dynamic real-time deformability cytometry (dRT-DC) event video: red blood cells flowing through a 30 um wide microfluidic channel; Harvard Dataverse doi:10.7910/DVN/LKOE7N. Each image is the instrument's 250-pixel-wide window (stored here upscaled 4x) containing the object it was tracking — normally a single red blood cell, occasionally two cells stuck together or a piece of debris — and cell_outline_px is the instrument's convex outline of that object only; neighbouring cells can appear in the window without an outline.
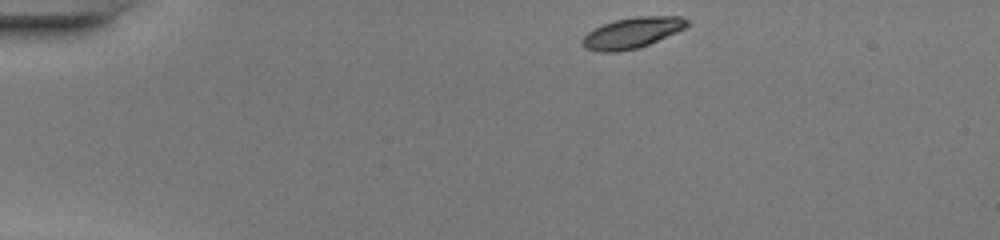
{"species": "common noctule bat (a hibernating species)", "species_latin": "Nyctalus noctula", "temperature_condition": "warm", "stored_images_in_passage": 40, "camera_frame_rate_fps": 3000, "um_per_image_px": 0.085, "animal": {"sex": "female", "body_mass_g": 20.0, "forearm_length_mm": 54.0}, "frame": {"image": 1, "passage_image": 1, "time_ms": 0.0, "image_size_px": [1000, 240], "cell_outline_px": [[692, 24], [676, 32], [648, 44], [636, 48], [616, 52], [600, 52], [584, 48], [580, 44], [580, 40], [588, 32], [604, 24], [616, 20], [636, 16], [680, 16], [688, 20]], "centroid_in_image_um": [53.72, 2.79], "position_along_channel_um": 31.3, "area_um2": 18.67}}
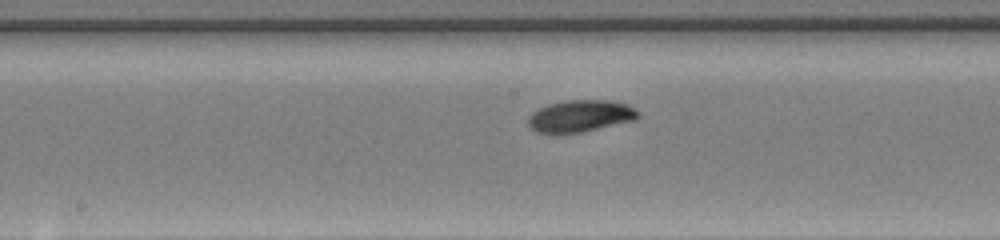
{"frame": {"image": 2, "passage_image": 18, "time_ms": 5.667, "image_size_px": [1000, 240], "cell_outline_px": [[640, 116], [636, 120], [580, 132], [552, 136], [536, 132], [528, 124], [528, 116], [532, 112], [548, 104], [568, 100], [608, 100], [624, 104], [640, 112]], "centroid_in_image_um": [49.27, 9.89], "position_along_channel_um": 198.9, "area_um2": 20.69}}
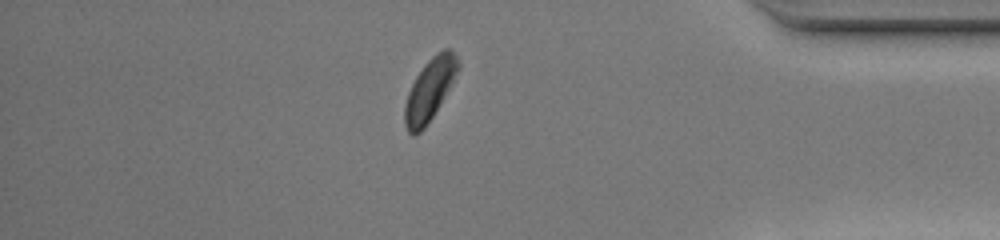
{"frame": {"image": 3, "passage_image": 34, "time_ms": 11.0, "image_size_px": [1000, 240], "cell_outline_px": [[460, 68], [432, 116], [424, 128], [420, 132], [412, 136], [408, 132], [404, 124], [404, 104], [408, 92], [416, 76], [424, 64], [436, 52], [444, 48], [448, 48], [460, 60]], "centroid_in_image_um": [36.5, 7.6], "position_along_channel_um": 398.7, "area_um2": 19.02}, "authors_computed_cell_mechanics": {"area_um2": 19.5075, "velocity_mm_per_s": 4.2521, "shape_relaxation_time_tau1_ms": 2.6202, "shape_relaxation_time_tau2_ms": null, "deformation_change_tau1": 0.1382, "deformation_change_tau2": null}}